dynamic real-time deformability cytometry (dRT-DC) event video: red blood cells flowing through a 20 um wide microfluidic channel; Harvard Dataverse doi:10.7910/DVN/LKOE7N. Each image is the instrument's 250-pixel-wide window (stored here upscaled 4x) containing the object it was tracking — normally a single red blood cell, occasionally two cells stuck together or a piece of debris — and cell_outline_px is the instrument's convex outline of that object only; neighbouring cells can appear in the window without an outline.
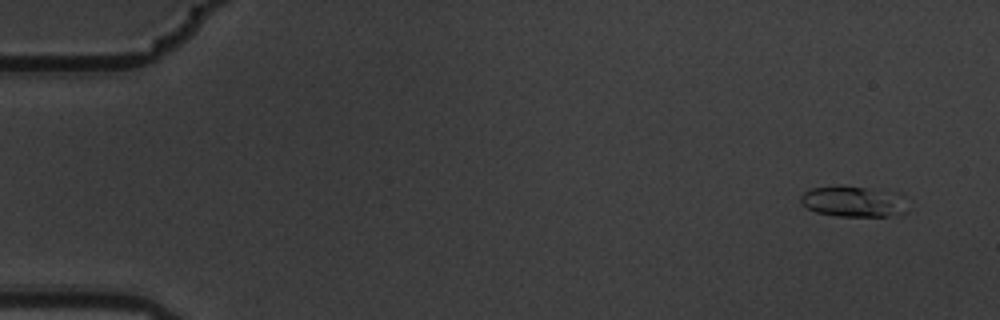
{"species": "common noctule bat (a hibernating species)", "species_latin": "Nyctalus noctula", "temperature_condition": "warm", "stored_images_in_passage": 5, "camera_frame_rate_fps": 3000, "um_per_image_px": 0.085, "animal": {"sex": "male", "body_mass_g": 19.5, "forearm_length_mm": 54.6}, "frame": {"image": 1, "passage_image": 1, "time_ms": 0.0, "image_size_px": [1000, 320], "cell_outline_px": [[908, 212], [900, 216], [836, 216], [816, 212], [808, 208], [800, 200], [800, 196], [804, 192], [812, 188], [836, 184], [840, 184], [900, 192]], "centroid_in_image_um": [72.58, 17.11], "position_along_channel_um": 12.4, "area_um2": 19.77}}
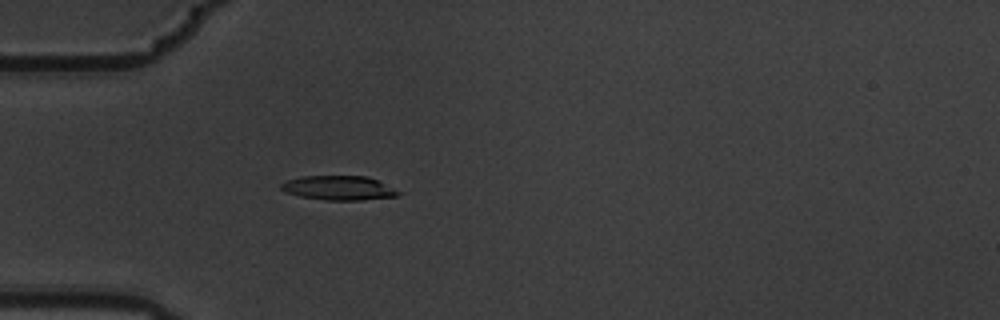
{"frame": {"image": 2, "passage_image": 5, "time_ms": 1.333, "image_size_px": [1000, 320], "cell_outline_px": [[404, 192], [396, 196], [360, 200], [328, 200], [300, 196], [284, 192], [280, 188], [280, 184], [288, 180], [300, 176], [368, 176]], "centroid_in_image_um": [28.81, 15.97], "position_along_channel_um": 56.2, "area_um2": 16.65}}